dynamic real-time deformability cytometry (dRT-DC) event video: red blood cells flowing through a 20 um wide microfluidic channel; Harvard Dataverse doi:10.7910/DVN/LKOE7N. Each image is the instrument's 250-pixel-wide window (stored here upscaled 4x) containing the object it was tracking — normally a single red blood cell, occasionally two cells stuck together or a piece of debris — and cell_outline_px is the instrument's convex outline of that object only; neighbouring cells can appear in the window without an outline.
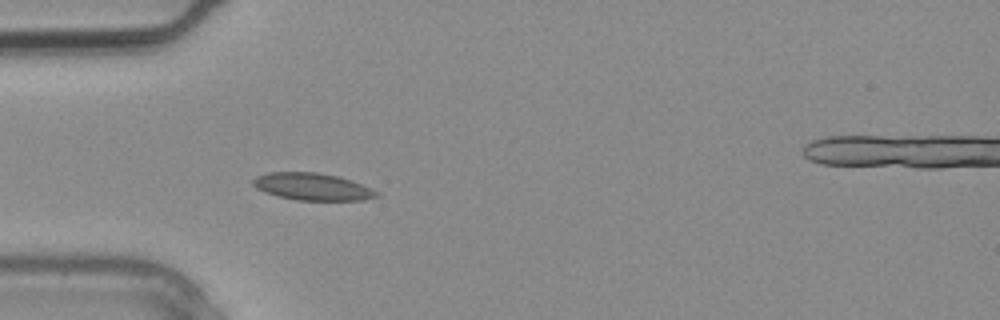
{"species": "common noctule bat (a hibernating species)", "species_latin": "Nyctalus noctula", "temperature_condition": "warm", "stored_images_in_passage": 3, "camera_frame_rate_fps": 3000, "um_per_image_px": 0.085, "animal": {"sex": "male", "body_mass_g": 20.4}, "frame": {"image": 1, "passage_image": 2, "time_ms": 0.333, "image_size_px": [1000, 320], "cell_outline_px": [[380, 196], [364, 200], [296, 200], [276, 196], [264, 192], [256, 188], [252, 184], [252, 180], [256, 176], [268, 172], [316, 172], [336, 176], [360, 184], [380, 192]], "centroid_in_image_um": [26.51, 15.87], "position_along_channel_um": 58.5, "area_um2": 19.54}}